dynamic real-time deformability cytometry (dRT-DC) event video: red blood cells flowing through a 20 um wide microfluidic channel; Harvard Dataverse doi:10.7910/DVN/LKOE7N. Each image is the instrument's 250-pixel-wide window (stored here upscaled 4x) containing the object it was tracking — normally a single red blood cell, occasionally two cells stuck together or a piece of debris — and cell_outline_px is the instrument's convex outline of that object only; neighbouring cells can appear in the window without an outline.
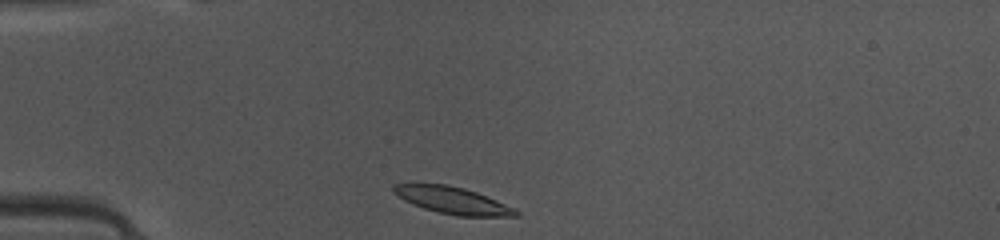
{"species": "common noctule bat (a hibernating species)", "species_latin": "Nyctalus noctula", "temperature_condition": "warm", "stored_images_in_passage": 37, "camera_frame_rate_fps": 3000, "um_per_image_px": 0.085, "animal": {"sex": "female", "body_mass_g": 10.0, "forearm_length_mm": 53.1}, "frame": {"image": 1, "passage_image": 1, "time_ms": 0.0, "image_size_px": [1000, 240], "cell_outline_px": [[520, 216], [456, 216], [424, 208], [412, 204], [404, 200], [392, 192], [392, 184], [412, 180], [416, 180], [444, 184], [464, 188], [476, 192], [516, 208], [520, 212]], "centroid_in_image_um": [38.36, 16.97], "position_along_channel_um": 46.6, "area_um2": 19.88}}
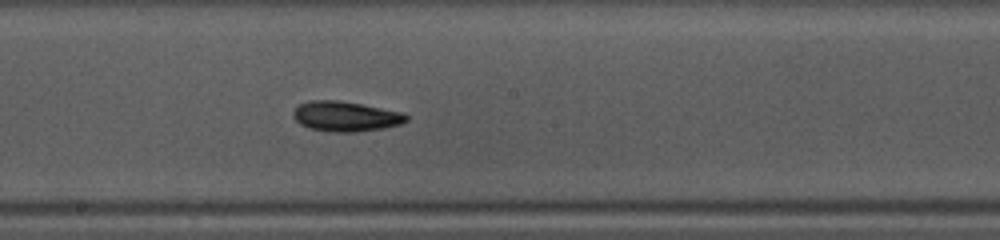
{"frame": {"image": 2, "passage_image": 15, "time_ms": 4.667, "image_size_px": [1000, 240], "cell_outline_px": [[408, 120], [400, 124], [384, 128], [356, 132], [332, 132], [308, 128], [300, 124], [292, 116], [292, 112], [296, 104], [308, 100], [336, 100], [360, 104], [404, 112], [408, 116]], "centroid_in_image_um": [29.34, 9.89], "position_along_channel_um": 218.9, "area_um2": 20.06}}
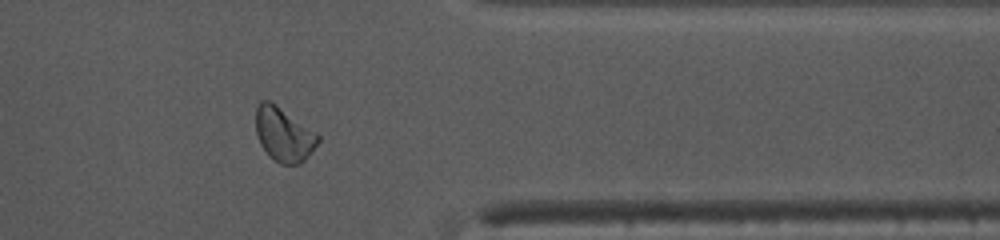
{"frame": {"image": 3, "passage_image": 28, "time_ms": 9.0, "image_size_px": [1000, 240], "cell_outline_px": [[320, 140], [308, 156], [300, 164], [280, 164], [268, 156], [260, 144], [256, 132], [256, 108], [260, 100], [268, 100], [276, 104], [316, 132], [320, 136]], "centroid_in_image_um": [24.11, 11.43], "position_along_channel_um": 387.3, "area_um2": 19.65}, "authors_computed_cell_mechanics": {"area_um2": 19.4208, "velocity_mm_per_s": 4.1007, "shape_relaxation_time_tau1_ms": 3.12, "shape_relaxation_time_tau2_ms": 6.4116, "deformation_change_tau1": 0.1345, "deformation_change_tau2": 0.1159}}